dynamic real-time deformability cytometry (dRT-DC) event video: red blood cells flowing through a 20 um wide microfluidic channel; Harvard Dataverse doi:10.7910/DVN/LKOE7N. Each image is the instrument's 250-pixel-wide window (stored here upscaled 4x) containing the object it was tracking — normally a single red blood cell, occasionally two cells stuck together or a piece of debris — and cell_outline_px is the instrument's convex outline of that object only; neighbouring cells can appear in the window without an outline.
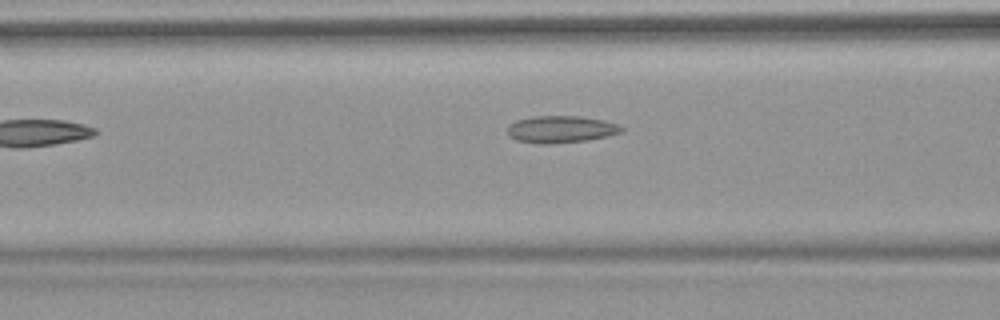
{"species": "common noctule bat (a hibernating species)", "species_latin": "Nyctalus noctula", "temperature_condition": "warm", "stored_images_in_passage": 8, "camera_frame_rate_fps": 3000, "um_per_image_px": 0.085, "animal": {"sex": "female", "body_mass_g": 18.4}, "frame": {"image": 1, "passage_image": 7, "time_ms": 8.333, "image_size_px": [1000, 320], "cell_outline_px": [[624, 128], [620, 132], [588, 140], [548, 144], [536, 144], [516, 140], [508, 136], [508, 124], [516, 120], [532, 116], [580, 116], [604, 120], [616, 124]], "centroid_in_image_um": [47.6, 10.99], "position_along_channel_um": 119.0, "area_um2": 17.98}}